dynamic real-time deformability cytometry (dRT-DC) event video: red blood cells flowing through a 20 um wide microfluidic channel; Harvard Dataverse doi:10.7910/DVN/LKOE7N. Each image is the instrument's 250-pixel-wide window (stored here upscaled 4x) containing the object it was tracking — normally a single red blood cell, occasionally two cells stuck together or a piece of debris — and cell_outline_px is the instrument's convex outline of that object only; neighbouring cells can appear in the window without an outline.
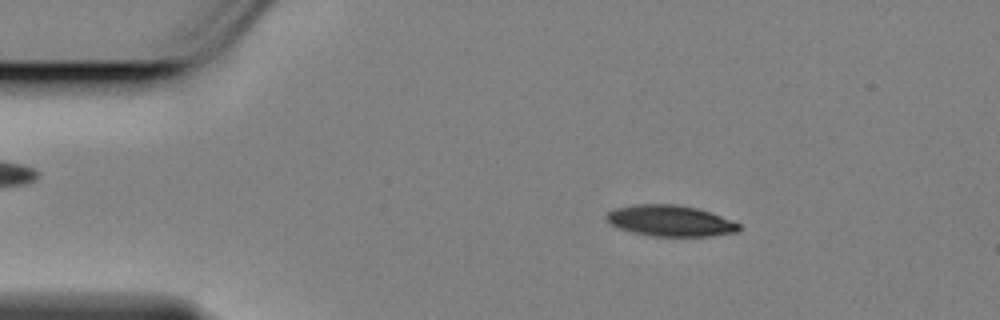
{"species": "Egyptian fruit bat (a non-hibernating species)", "species_latin": "Rousettus aegyptiacus", "temperature_condition": "cold", "stored_images_in_passage": 50, "camera_frame_rate_fps": 3000, "um_per_image_px": 0.085, "animal": {"sex": "female"}, "frame": {"image": 1, "passage_image": 2, "time_ms": 0.333, "image_size_px": [1000, 320], "cell_outline_px": [[744, 228], [740, 232], [712, 236], [652, 236], [632, 232], [616, 228], [604, 216], [608, 212], [616, 208], [632, 204], [676, 204], [696, 208], [732, 220], [740, 224]], "centroid_in_image_um": [57.0, 18.77], "position_along_channel_um": 28.0, "area_um2": 24.16}}
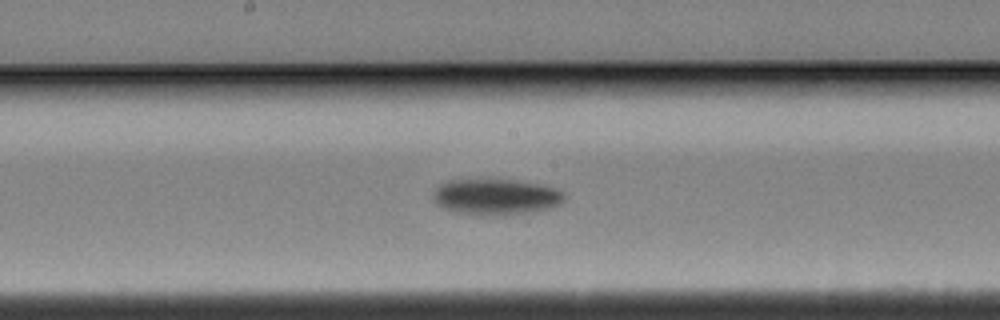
{"frame": {"image": 2, "passage_image": 22, "time_ms": 7.0, "image_size_px": [1000, 320], "cell_outline_px": [[564, 204], [552, 208], [532, 212], [492, 216], [480, 216], [456, 212], [440, 208], [436, 204], [432, 196], [432, 192], [440, 184], [448, 180], [480, 176], [516, 180], [540, 184], [556, 188], [564, 192]], "centroid_in_image_um": [42.12, 16.7], "position_along_channel_um": 206.1, "area_um2": 29.02}}
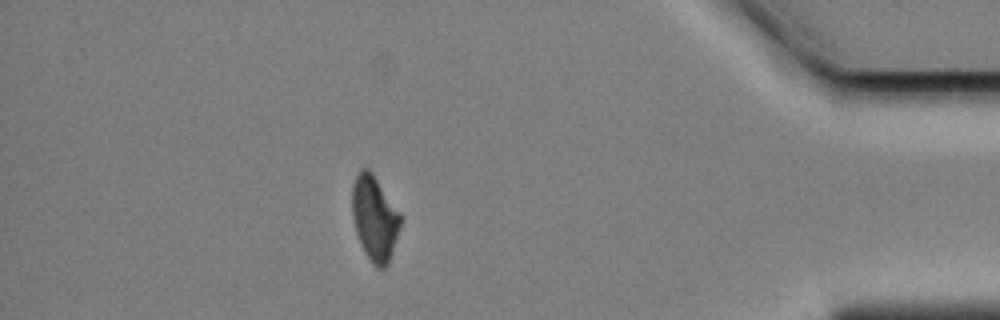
{"frame": {"image": 3, "passage_image": 43, "time_ms": 14.0, "image_size_px": [1000, 320], "cell_outline_px": [[400, 224], [388, 264], [384, 268], [376, 268], [372, 264], [364, 252], [360, 244], [356, 232], [352, 216], [352, 184], [360, 168], [368, 168], [372, 172], [400, 212]], "centroid_in_image_um": [31.81, 18.53], "position_along_channel_um": 403.4, "area_um2": 23.81}, "authors_computed_cell_mechanics": {"area_um2": 25.6921, "velocity_mm_per_s": 3.445, "shape_relaxation_time_tau1_ms": 3.2679, "shape_relaxation_time_tau2_ms": null, "deformation_change_tau1": 0.1087, "deformation_change_tau2": null}}